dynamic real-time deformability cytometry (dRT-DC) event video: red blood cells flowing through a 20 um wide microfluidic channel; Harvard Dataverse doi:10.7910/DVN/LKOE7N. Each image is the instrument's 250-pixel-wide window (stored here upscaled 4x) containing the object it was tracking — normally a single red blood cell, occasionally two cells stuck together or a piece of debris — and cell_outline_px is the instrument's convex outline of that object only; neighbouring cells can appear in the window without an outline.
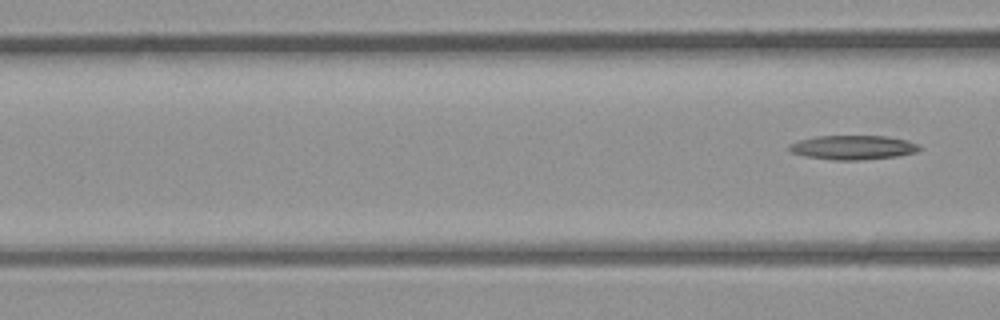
{"species": "common noctule bat (a hibernating species)", "species_latin": "Nyctalus noctula", "temperature_condition": "room temperature", "stored_images_in_passage": 5, "camera_frame_rate_fps": 3000, "um_per_image_px": 0.085, "animal": {"sex": "male", "body_mass_g": 23.1, "forearm_length_mm": 52.7}, "frame": {"image": 1, "passage_image": 5, "time_ms": 4.667, "image_size_px": [1000, 320], "cell_outline_px": [[924, 148], [916, 152], [896, 156], [860, 160], [832, 160], [804, 156], [792, 152], [788, 148], [788, 144], [800, 140], [816, 136], [888, 136], [908, 140], [920, 144]], "centroid_in_image_um": [72.54, 12.53], "position_along_channel_um": 94.1, "area_um2": 18.55}}